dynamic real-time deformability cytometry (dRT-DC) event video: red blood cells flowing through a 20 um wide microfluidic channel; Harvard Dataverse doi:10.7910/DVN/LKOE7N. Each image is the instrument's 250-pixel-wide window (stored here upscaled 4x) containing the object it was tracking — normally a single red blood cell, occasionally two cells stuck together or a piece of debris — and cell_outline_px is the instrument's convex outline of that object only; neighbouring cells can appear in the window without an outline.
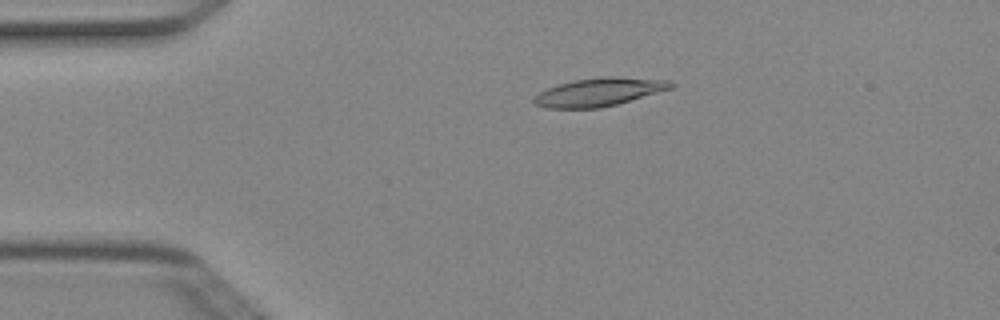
{"species": "Egyptian fruit bat (a non-hibernating species)", "species_latin": "Rousettus aegyptiacus", "temperature_condition": "cold", "stored_images_in_passage": 4, "camera_frame_rate_fps": 3000, "um_per_image_px": 0.085, "animal": {"sex": "female"}, "frame": {"image": 1, "passage_image": 3, "time_ms": 0.667, "image_size_px": [1000, 320], "cell_outline_px": [[676, 84], [672, 88], [616, 104], [600, 108], [548, 108], [536, 104], [532, 100], [540, 92], [548, 88], [572, 80], [604, 76], [612, 76], [672, 80]], "centroid_in_image_um": [50.96, 7.81], "position_along_channel_um": 34.0, "area_um2": 22.37}}